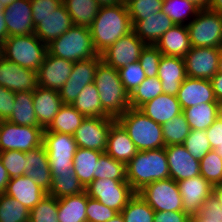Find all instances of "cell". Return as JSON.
<instances>
[{"label":"cell","mask_w":222,"mask_h":222,"mask_svg":"<svg viewBox=\"0 0 222 222\" xmlns=\"http://www.w3.org/2000/svg\"><path fill=\"white\" fill-rule=\"evenodd\" d=\"M146 44L140 40L134 31L122 36L114 44L103 51L101 60L108 66L120 69L139 60L141 51Z\"/></svg>","instance_id":"cell-13"},{"label":"cell","mask_w":222,"mask_h":222,"mask_svg":"<svg viewBox=\"0 0 222 222\" xmlns=\"http://www.w3.org/2000/svg\"><path fill=\"white\" fill-rule=\"evenodd\" d=\"M15 92L0 87V121L8 120L12 114Z\"/></svg>","instance_id":"cell-55"},{"label":"cell","mask_w":222,"mask_h":222,"mask_svg":"<svg viewBox=\"0 0 222 222\" xmlns=\"http://www.w3.org/2000/svg\"><path fill=\"white\" fill-rule=\"evenodd\" d=\"M182 145L198 161H201V159L212 150L206 130H190L189 135Z\"/></svg>","instance_id":"cell-48"},{"label":"cell","mask_w":222,"mask_h":222,"mask_svg":"<svg viewBox=\"0 0 222 222\" xmlns=\"http://www.w3.org/2000/svg\"><path fill=\"white\" fill-rule=\"evenodd\" d=\"M47 53L72 62L101 57L94 47L89 28L75 25L51 41Z\"/></svg>","instance_id":"cell-5"},{"label":"cell","mask_w":222,"mask_h":222,"mask_svg":"<svg viewBox=\"0 0 222 222\" xmlns=\"http://www.w3.org/2000/svg\"><path fill=\"white\" fill-rule=\"evenodd\" d=\"M34 34L48 45L68 31L73 25L71 16L62 3L56 10L46 15H32Z\"/></svg>","instance_id":"cell-15"},{"label":"cell","mask_w":222,"mask_h":222,"mask_svg":"<svg viewBox=\"0 0 222 222\" xmlns=\"http://www.w3.org/2000/svg\"><path fill=\"white\" fill-rule=\"evenodd\" d=\"M8 121L21 126L40 127L33 108V91L15 92L14 107Z\"/></svg>","instance_id":"cell-34"},{"label":"cell","mask_w":222,"mask_h":222,"mask_svg":"<svg viewBox=\"0 0 222 222\" xmlns=\"http://www.w3.org/2000/svg\"><path fill=\"white\" fill-rule=\"evenodd\" d=\"M3 57V43L0 42V58Z\"/></svg>","instance_id":"cell-69"},{"label":"cell","mask_w":222,"mask_h":222,"mask_svg":"<svg viewBox=\"0 0 222 222\" xmlns=\"http://www.w3.org/2000/svg\"><path fill=\"white\" fill-rule=\"evenodd\" d=\"M26 173L47 194L51 189L52 174L44 145L25 152Z\"/></svg>","instance_id":"cell-27"},{"label":"cell","mask_w":222,"mask_h":222,"mask_svg":"<svg viewBox=\"0 0 222 222\" xmlns=\"http://www.w3.org/2000/svg\"><path fill=\"white\" fill-rule=\"evenodd\" d=\"M102 153L97 150L77 148L73 159V168L84 188L97 179V162Z\"/></svg>","instance_id":"cell-31"},{"label":"cell","mask_w":222,"mask_h":222,"mask_svg":"<svg viewBox=\"0 0 222 222\" xmlns=\"http://www.w3.org/2000/svg\"><path fill=\"white\" fill-rule=\"evenodd\" d=\"M209 9L222 15V0H212Z\"/></svg>","instance_id":"cell-62"},{"label":"cell","mask_w":222,"mask_h":222,"mask_svg":"<svg viewBox=\"0 0 222 222\" xmlns=\"http://www.w3.org/2000/svg\"><path fill=\"white\" fill-rule=\"evenodd\" d=\"M0 160L10 178L19 177L26 173L25 152L19 150L0 152Z\"/></svg>","instance_id":"cell-49"},{"label":"cell","mask_w":222,"mask_h":222,"mask_svg":"<svg viewBox=\"0 0 222 222\" xmlns=\"http://www.w3.org/2000/svg\"><path fill=\"white\" fill-rule=\"evenodd\" d=\"M4 7L0 3V42L3 43L8 38V31L4 16Z\"/></svg>","instance_id":"cell-59"},{"label":"cell","mask_w":222,"mask_h":222,"mask_svg":"<svg viewBox=\"0 0 222 222\" xmlns=\"http://www.w3.org/2000/svg\"><path fill=\"white\" fill-rule=\"evenodd\" d=\"M128 132L138 151L164 148L162 125L142 113L129 108L116 119Z\"/></svg>","instance_id":"cell-4"},{"label":"cell","mask_w":222,"mask_h":222,"mask_svg":"<svg viewBox=\"0 0 222 222\" xmlns=\"http://www.w3.org/2000/svg\"><path fill=\"white\" fill-rule=\"evenodd\" d=\"M107 222H124L123 216L121 213H118L115 217H113L112 219H110Z\"/></svg>","instance_id":"cell-65"},{"label":"cell","mask_w":222,"mask_h":222,"mask_svg":"<svg viewBox=\"0 0 222 222\" xmlns=\"http://www.w3.org/2000/svg\"><path fill=\"white\" fill-rule=\"evenodd\" d=\"M200 174L212 185L222 183V158L210 150L200 161Z\"/></svg>","instance_id":"cell-46"},{"label":"cell","mask_w":222,"mask_h":222,"mask_svg":"<svg viewBox=\"0 0 222 222\" xmlns=\"http://www.w3.org/2000/svg\"><path fill=\"white\" fill-rule=\"evenodd\" d=\"M30 211L18 200L0 194V222H29Z\"/></svg>","instance_id":"cell-43"},{"label":"cell","mask_w":222,"mask_h":222,"mask_svg":"<svg viewBox=\"0 0 222 222\" xmlns=\"http://www.w3.org/2000/svg\"><path fill=\"white\" fill-rule=\"evenodd\" d=\"M10 177L7 170L4 168L2 161L0 160V194L4 193L7 187Z\"/></svg>","instance_id":"cell-60"},{"label":"cell","mask_w":222,"mask_h":222,"mask_svg":"<svg viewBox=\"0 0 222 222\" xmlns=\"http://www.w3.org/2000/svg\"><path fill=\"white\" fill-rule=\"evenodd\" d=\"M191 130H207L220 115L219 103H202L183 109Z\"/></svg>","instance_id":"cell-33"},{"label":"cell","mask_w":222,"mask_h":222,"mask_svg":"<svg viewBox=\"0 0 222 222\" xmlns=\"http://www.w3.org/2000/svg\"><path fill=\"white\" fill-rule=\"evenodd\" d=\"M62 0H31L32 15H46L56 10Z\"/></svg>","instance_id":"cell-56"},{"label":"cell","mask_w":222,"mask_h":222,"mask_svg":"<svg viewBox=\"0 0 222 222\" xmlns=\"http://www.w3.org/2000/svg\"><path fill=\"white\" fill-rule=\"evenodd\" d=\"M157 77L161 81L163 93L176 96L187 78L184 59L162 55Z\"/></svg>","instance_id":"cell-24"},{"label":"cell","mask_w":222,"mask_h":222,"mask_svg":"<svg viewBox=\"0 0 222 222\" xmlns=\"http://www.w3.org/2000/svg\"><path fill=\"white\" fill-rule=\"evenodd\" d=\"M101 61V57H93L74 62L69 79L59 91L63 104L71 105L82 89L94 82L96 68Z\"/></svg>","instance_id":"cell-14"},{"label":"cell","mask_w":222,"mask_h":222,"mask_svg":"<svg viewBox=\"0 0 222 222\" xmlns=\"http://www.w3.org/2000/svg\"><path fill=\"white\" fill-rule=\"evenodd\" d=\"M139 110L161 125L183 112L177 97L164 93L142 105Z\"/></svg>","instance_id":"cell-28"},{"label":"cell","mask_w":222,"mask_h":222,"mask_svg":"<svg viewBox=\"0 0 222 222\" xmlns=\"http://www.w3.org/2000/svg\"><path fill=\"white\" fill-rule=\"evenodd\" d=\"M168 159L170 178L182 181L200 174V161L194 158L182 145H169L165 147Z\"/></svg>","instance_id":"cell-20"},{"label":"cell","mask_w":222,"mask_h":222,"mask_svg":"<svg viewBox=\"0 0 222 222\" xmlns=\"http://www.w3.org/2000/svg\"><path fill=\"white\" fill-rule=\"evenodd\" d=\"M177 184L183 201V211L190 216L197 214L213 193V185L201 175L178 181Z\"/></svg>","instance_id":"cell-19"},{"label":"cell","mask_w":222,"mask_h":222,"mask_svg":"<svg viewBox=\"0 0 222 222\" xmlns=\"http://www.w3.org/2000/svg\"><path fill=\"white\" fill-rule=\"evenodd\" d=\"M85 191L90 198L98 200L118 213L136 193L127 180L112 179H95L85 188Z\"/></svg>","instance_id":"cell-9"},{"label":"cell","mask_w":222,"mask_h":222,"mask_svg":"<svg viewBox=\"0 0 222 222\" xmlns=\"http://www.w3.org/2000/svg\"><path fill=\"white\" fill-rule=\"evenodd\" d=\"M85 191L75 173L64 172L58 176H52L51 189L48 195L57 199L62 197L80 194Z\"/></svg>","instance_id":"cell-38"},{"label":"cell","mask_w":222,"mask_h":222,"mask_svg":"<svg viewBox=\"0 0 222 222\" xmlns=\"http://www.w3.org/2000/svg\"><path fill=\"white\" fill-rule=\"evenodd\" d=\"M220 115H222V103L220 104Z\"/></svg>","instance_id":"cell-70"},{"label":"cell","mask_w":222,"mask_h":222,"mask_svg":"<svg viewBox=\"0 0 222 222\" xmlns=\"http://www.w3.org/2000/svg\"><path fill=\"white\" fill-rule=\"evenodd\" d=\"M220 50L221 48L213 47H191L183 57L187 77L210 80L217 73Z\"/></svg>","instance_id":"cell-16"},{"label":"cell","mask_w":222,"mask_h":222,"mask_svg":"<svg viewBox=\"0 0 222 222\" xmlns=\"http://www.w3.org/2000/svg\"><path fill=\"white\" fill-rule=\"evenodd\" d=\"M138 193L155 212L183 211L179 187L172 178L147 184Z\"/></svg>","instance_id":"cell-11"},{"label":"cell","mask_w":222,"mask_h":222,"mask_svg":"<svg viewBox=\"0 0 222 222\" xmlns=\"http://www.w3.org/2000/svg\"><path fill=\"white\" fill-rule=\"evenodd\" d=\"M190 222H222V207L213 193L205 200L199 212L190 217Z\"/></svg>","instance_id":"cell-51"},{"label":"cell","mask_w":222,"mask_h":222,"mask_svg":"<svg viewBox=\"0 0 222 222\" xmlns=\"http://www.w3.org/2000/svg\"><path fill=\"white\" fill-rule=\"evenodd\" d=\"M182 110L202 103H218L208 79L187 77L176 95Z\"/></svg>","instance_id":"cell-21"},{"label":"cell","mask_w":222,"mask_h":222,"mask_svg":"<svg viewBox=\"0 0 222 222\" xmlns=\"http://www.w3.org/2000/svg\"><path fill=\"white\" fill-rule=\"evenodd\" d=\"M206 132L212 149L222 158V115L215 119Z\"/></svg>","instance_id":"cell-54"},{"label":"cell","mask_w":222,"mask_h":222,"mask_svg":"<svg viewBox=\"0 0 222 222\" xmlns=\"http://www.w3.org/2000/svg\"><path fill=\"white\" fill-rule=\"evenodd\" d=\"M217 72L222 73V48L220 50V55L218 58V69Z\"/></svg>","instance_id":"cell-66"},{"label":"cell","mask_w":222,"mask_h":222,"mask_svg":"<svg viewBox=\"0 0 222 222\" xmlns=\"http://www.w3.org/2000/svg\"><path fill=\"white\" fill-rule=\"evenodd\" d=\"M58 199L46 194L43 199L30 210L29 222H59Z\"/></svg>","instance_id":"cell-45"},{"label":"cell","mask_w":222,"mask_h":222,"mask_svg":"<svg viewBox=\"0 0 222 222\" xmlns=\"http://www.w3.org/2000/svg\"><path fill=\"white\" fill-rule=\"evenodd\" d=\"M175 23L162 11L137 21L133 31L146 45H155L159 38L172 28Z\"/></svg>","instance_id":"cell-30"},{"label":"cell","mask_w":222,"mask_h":222,"mask_svg":"<svg viewBox=\"0 0 222 222\" xmlns=\"http://www.w3.org/2000/svg\"><path fill=\"white\" fill-rule=\"evenodd\" d=\"M163 94L162 84L158 77H146L130 94V108L139 109L142 105Z\"/></svg>","instance_id":"cell-42"},{"label":"cell","mask_w":222,"mask_h":222,"mask_svg":"<svg viewBox=\"0 0 222 222\" xmlns=\"http://www.w3.org/2000/svg\"><path fill=\"white\" fill-rule=\"evenodd\" d=\"M8 37L34 33L31 0H16L4 9Z\"/></svg>","instance_id":"cell-22"},{"label":"cell","mask_w":222,"mask_h":222,"mask_svg":"<svg viewBox=\"0 0 222 222\" xmlns=\"http://www.w3.org/2000/svg\"><path fill=\"white\" fill-rule=\"evenodd\" d=\"M100 7L102 6H113L121 3V0H95Z\"/></svg>","instance_id":"cell-64"},{"label":"cell","mask_w":222,"mask_h":222,"mask_svg":"<svg viewBox=\"0 0 222 222\" xmlns=\"http://www.w3.org/2000/svg\"><path fill=\"white\" fill-rule=\"evenodd\" d=\"M132 1L134 0H121V3L124 5V6H127L129 3H131Z\"/></svg>","instance_id":"cell-68"},{"label":"cell","mask_w":222,"mask_h":222,"mask_svg":"<svg viewBox=\"0 0 222 222\" xmlns=\"http://www.w3.org/2000/svg\"><path fill=\"white\" fill-rule=\"evenodd\" d=\"M88 195L86 191L58 199L59 222H87L86 206Z\"/></svg>","instance_id":"cell-32"},{"label":"cell","mask_w":222,"mask_h":222,"mask_svg":"<svg viewBox=\"0 0 222 222\" xmlns=\"http://www.w3.org/2000/svg\"><path fill=\"white\" fill-rule=\"evenodd\" d=\"M43 129L34 126H21L0 121V152L19 150L28 152L42 145Z\"/></svg>","instance_id":"cell-10"},{"label":"cell","mask_w":222,"mask_h":222,"mask_svg":"<svg viewBox=\"0 0 222 222\" xmlns=\"http://www.w3.org/2000/svg\"><path fill=\"white\" fill-rule=\"evenodd\" d=\"M74 62L46 53L37 71L38 86L60 91L69 79Z\"/></svg>","instance_id":"cell-18"},{"label":"cell","mask_w":222,"mask_h":222,"mask_svg":"<svg viewBox=\"0 0 222 222\" xmlns=\"http://www.w3.org/2000/svg\"><path fill=\"white\" fill-rule=\"evenodd\" d=\"M162 53L155 45H146L141 51L139 63L145 72L146 77L153 78L158 76L159 63Z\"/></svg>","instance_id":"cell-52"},{"label":"cell","mask_w":222,"mask_h":222,"mask_svg":"<svg viewBox=\"0 0 222 222\" xmlns=\"http://www.w3.org/2000/svg\"><path fill=\"white\" fill-rule=\"evenodd\" d=\"M190 215L184 211L155 212L154 222H190Z\"/></svg>","instance_id":"cell-57"},{"label":"cell","mask_w":222,"mask_h":222,"mask_svg":"<svg viewBox=\"0 0 222 222\" xmlns=\"http://www.w3.org/2000/svg\"><path fill=\"white\" fill-rule=\"evenodd\" d=\"M94 84L99 92L102 109L110 117L117 119L130 108V95L117 69L101 61L96 68Z\"/></svg>","instance_id":"cell-3"},{"label":"cell","mask_w":222,"mask_h":222,"mask_svg":"<svg viewBox=\"0 0 222 222\" xmlns=\"http://www.w3.org/2000/svg\"><path fill=\"white\" fill-rule=\"evenodd\" d=\"M167 178L170 172L165 147L138 151L126 165V180L136 193L147 184Z\"/></svg>","instance_id":"cell-2"},{"label":"cell","mask_w":222,"mask_h":222,"mask_svg":"<svg viewBox=\"0 0 222 222\" xmlns=\"http://www.w3.org/2000/svg\"><path fill=\"white\" fill-rule=\"evenodd\" d=\"M119 78L129 95L143 82L146 78L145 72L139 61L128 64L118 69Z\"/></svg>","instance_id":"cell-50"},{"label":"cell","mask_w":222,"mask_h":222,"mask_svg":"<svg viewBox=\"0 0 222 222\" xmlns=\"http://www.w3.org/2000/svg\"><path fill=\"white\" fill-rule=\"evenodd\" d=\"M4 193L18 200L29 211L47 194L34 180L26 175L10 178Z\"/></svg>","instance_id":"cell-25"},{"label":"cell","mask_w":222,"mask_h":222,"mask_svg":"<svg viewBox=\"0 0 222 222\" xmlns=\"http://www.w3.org/2000/svg\"><path fill=\"white\" fill-rule=\"evenodd\" d=\"M79 113L85 117H110L103 109L99 92L94 82L86 85L76 100L71 104Z\"/></svg>","instance_id":"cell-35"},{"label":"cell","mask_w":222,"mask_h":222,"mask_svg":"<svg viewBox=\"0 0 222 222\" xmlns=\"http://www.w3.org/2000/svg\"><path fill=\"white\" fill-rule=\"evenodd\" d=\"M109 156L125 165L137 154L138 150L128 132L116 120L110 127L105 151Z\"/></svg>","instance_id":"cell-26"},{"label":"cell","mask_w":222,"mask_h":222,"mask_svg":"<svg viewBox=\"0 0 222 222\" xmlns=\"http://www.w3.org/2000/svg\"><path fill=\"white\" fill-rule=\"evenodd\" d=\"M16 0H0V3L2 4V6L5 8L8 5H10L12 2H14Z\"/></svg>","instance_id":"cell-67"},{"label":"cell","mask_w":222,"mask_h":222,"mask_svg":"<svg viewBox=\"0 0 222 222\" xmlns=\"http://www.w3.org/2000/svg\"><path fill=\"white\" fill-rule=\"evenodd\" d=\"M188 1L196 4L200 9H207L210 7L212 0H188Z\"/></svg>","instance_id":"cell-63"},{"label":"cell","mask_w":222,"mask_h":222,"mask_svg":"<svg viewBox=\"0 0 222 222\" xmlns=\"http://www.w3.org/2000/svg\"><path fill=\"white\" fill-rule=\"evenodd\" d=\"M120 213L124 222H154L155 211L139 193H135Z\"/></svg>","instance_id":"cell-39"},{"label":"cell","mask_w":222,"mask_h":222,"mask_svg":"<svg viewBox=\"0 0 222 222\" xmlns=\"http://www.w3.org/2000/svg\"><path fill=\"white\" fill-rule=\"evenodd\" d=\"M192 47L222 48V15L207 9L186 23Z\"/></svg>","instance_id":"cell-7"},{"label":"cell","mask_w":222,"mask_h":222,"mask_svg":"<svg viewBox=\"0 0 222 222\" xmlns=\"http://www.w3.org/2000/svg\"><path fill=\"white\" fill-rule=\"evenodd\" d=\"M89 30L94 47L100 55L122 36L133 31L127 7L122 3L99 7Z\"/></svg>","instance_id":"cell-1"},{"label":"cell","mask_w":222,"mask_h":222,"mask_svg":"<svg viewBox=\"0 0 222 222\" xmlns=\"http://www.w3.org/2000/svg\"><path fill=\"white\" fill-rule=\"evenodd\" d=\"M59 91L38 86L33 91V108L39 126L45 130L63 106Z\"/></svg>","instance_id":"cell-23"},{"label":"cell","mask_w":222,"mask_h":222,"mask_svg":"<svg viewBox=\"0 0 222 222\" xmlns=\"http://www.w3.org/2000/svg\"><path fill=\"white\" fill-rule=\"evenodd\" d=\"M115 121L113 117H85L73 134L77 147L105 152L109 129Z\"/></svg>","instance_id":"cell-12"},{"label":"cell","mask_w":222,"mask_h":222,"mask_svg":"<svg viewBox=\"0 0 222 222\" xmlns=\"http://www.w3.org/2000/svg\"><path fill=\"white\" fill-rule=\"evenodd\" d=\"M217 102L222 103V73L217 72L210 79Z\"/></svg>","instance_id":"cell-58"},{"label":"cell","mask_w":222,"mask_h":222,"mask_svg":"<svg viewBox=\"0 0 222 222\" xmlns=\"http://www.w3.org/2000/svg\"><path fill=\"white\" fill-rule=\"evenodd\" d=\"M0 87L13 92L34 91L38 87L37 72L0 58Z\"/></svg>","instance_id":"cell-17"},{"label":"cell","mask_w":222,"mask_h":222,"mask_svg":"<svg viewBox=\"0 0 222 222\" xmlns=\"http://www.w3.org/2000/svg\"><path fill=\"white\" fill-rule=\"evenodd\" d=\"M75 26L90 27L96 18L99 4L95 0H62Z\"/></svg>","instance_id":"cell-36"},{"label":"cell","mask_w":222,"mask_h":222,"mask_svg":"<svg viewBox=\"0 0 222 222\" xmlns=\"http://www.w3.org/2000/svg\"><path fill=\"white\" fill-rule=\"evenodd\" d=\"M47 45L33 34L10 36L3 42V57L21 67L38 71Z\"/></svg>","instance_id":"cell-6"},{"label":"cell","mask_w":222,"mask_h":222,"mask_svg":"<svg viewBox=\"0 0 222 222\" xmlns=\"http://www.w3.org/2000/svg\"><path fill=\"white\" fill-rule=\"evenodd\" d=\"M155 46L163 55L183 58L192 47L187 26L174 25L159 38Z\"/></svg>","instance_id":"cell-29"},{"label":"cell","mask_w":222,"mask_h":222,"mask_svg":"<svg viewBox=\"0 0 222 222\" xmlns=\"http://www.w3.org/2000/svg\"><path fill=\"white\" fill-rule=\"evenodd\" d=\"M84 119L85 116L79 113L72 105L64 104L57 112L52 123L43 132L73 135Z\"/></svg>","instance_id":"cell-37"},{"label":"cell","mask_w":222,"mask_h":222,"mask_svg":"<svg viewBox=\"0 0 222 222\" xmlns=\"http://www.w3.org/2000/svg\"><path fill=\"white\" fill-rule=\"evenodd\" d=\"M200 8L188 0H164L162 12L165 13L175 25H186V18L196 16L200 12Z\"/></svg>","instance_id":"cell-40"},{"label":"cell","mask_w":222,"mask_h":222,"mask_svg":"<svg viewBox=\"0 0 222 222\" xmlns=\"http://www.w3.org/2000/svg\"><path fill=\"white\" fill-rule=\"evenodd\" d=\"M50 165L52 176L60 173H75L73 159L77 144L73 135L56 132H43V142Z\"/></svg>","instance_id":"cell-8"},{"label":"cell","mask_w":222,"mask_h":222,"mask_svg":"<svg viewBox=\"0 0 222 222\" xmlns=\"http://www.w3.org/2000/svg\"><path fill=\"white\" fill-rule=\"evenodd\" d=\"M97 179L126 180V165L103 152L97 162Z\"/></svg>","instance_id":"cell-44"},{"label":"cell","mask_w":222,"mask_h":222,"mask_svg":"<svg viewBox=\"0 0 222 222\" xmlns=\"http://www.w3.org/2000/svg\"><path fill=\"white\" fill-rule=\"evenodd\" d=\"M117 214L118 212L114 209L88 196V203L86 206L87 222H107Z\"/></svg>","instance_id":"cell-53"},{"label":"cell","mask_w":222,"mask_h":222,"mask_svg":"<svg viewBox=\"0 0 222 222\" xmlns=\"http://www.w3.org/2000/svg\"><path fill=\"white\" fill-rule=\"evenodd\" d=\"M190 130L183 112L175 116L172 120L162 124L165 147L183 144Z\"/></svg>","instance_id":"cell-41"},{"label":"cell","mask_w":222,"mask_h":222,"mask_svg":"<svg viewBox=\"0 0 222 222\" xmlns=\"http://www.w3.org/2000/svg\"><path fill=\"white\" fill-rule=\"evenodd\" d=\"M213 194L216 196L222 207V183L213 185Z\"/></svg>","instance_id":"cell-61"},{"label":"cell","mask_w":222,"mask_h":222,"mask_svg":"<svg viewBox=\"0 0 222 222\" xmlns=\"http://www.w3.org/2000/svg\"><path fill=\"white\" fill-rule=\"evenodd\" d=\"M164 0H134L126 7L134 25L137 21L144 20L148 16L157 14L162 11Z\"/></svg>","instance_id":"cell-47"}]
</instances>
